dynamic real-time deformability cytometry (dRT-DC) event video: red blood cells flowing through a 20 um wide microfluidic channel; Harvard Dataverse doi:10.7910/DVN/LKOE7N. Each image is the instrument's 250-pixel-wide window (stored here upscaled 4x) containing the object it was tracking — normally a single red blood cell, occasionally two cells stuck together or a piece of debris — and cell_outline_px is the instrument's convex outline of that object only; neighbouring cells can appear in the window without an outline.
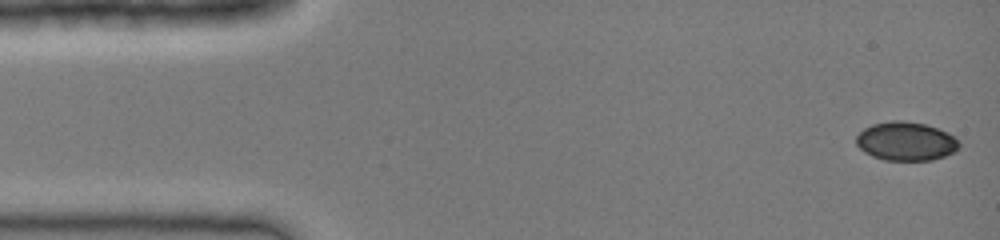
{"species": "common noctule bat (a hibernating species)", "species_latin": "Nyctalus noctula", "temperature_condition": "cold", "stored_images_in_passage": 41, "camera_frame_rate_fps": 3000, "um_per_image_px": 0.085, "animal": {"sex": "female", "body_mass_g": 19.0, "forearm_length_mm": 51.5}, "frame": {"image": 1, "passage_image": 1, "time_ms": 0.0, "image_size_px": [1000, 240], "cell_outline_px": [[960, 148], [956, 152], [932, 160], [884, 160], [872, 156], [864, 152], [856, 144], [856, 136], [864, 128], [872, 124], [892, 120], [900, 120], [924, 124], [948, 132], [960, 140]], "centroid_in_image_um": [77.03, 12.01], "position_along_channel_um": 8.0, "area_um2": 23.41}}
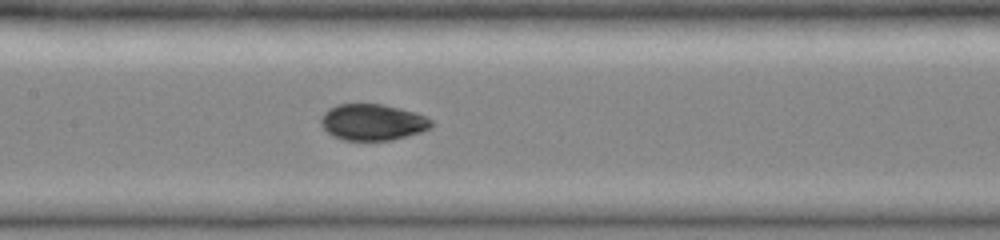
{"frame": {"image": 2, "passage_image": 19, "time_ms": 6.0, "image_size_px": [1000, 240], "cell_outline_px": [[432, 128], [420, 132], [392, 140], [344, 140], [332, 136], [320, 124], [320, 116], [328, 108], [336, 104], [384, 104], [416, 112], [432, 120]], "centroid_in_image_um": [31.65, 10.38], "position_along_channel_um": 175.7, "area_um2": 23.52}}
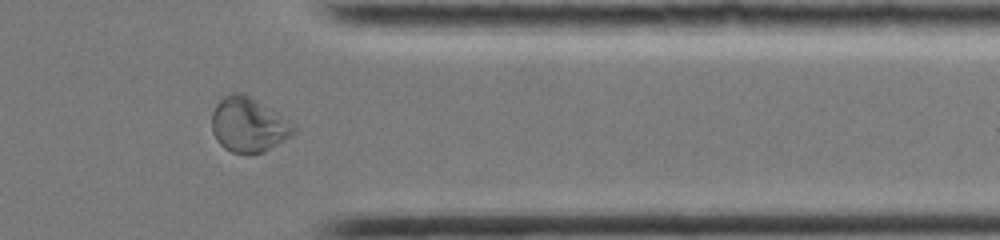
{"frame": {"image": 3, "passage_image": 33, "time_ms": 10.667, "image_size_px": [1000, 240], "cell_outline_px": [[296, 132], [292, 136], [264, 152], [232, 152], [224, 148], [216, 140], [212, 132], [212, 112], [216, 104], [228, 92], [240, 92], [280, 112], [292, 120], [296, 124]], "centroid_in_image_um": [21.17, 10.58], "position_along_channel_um": 390.2, "area_um2": 26.41}}